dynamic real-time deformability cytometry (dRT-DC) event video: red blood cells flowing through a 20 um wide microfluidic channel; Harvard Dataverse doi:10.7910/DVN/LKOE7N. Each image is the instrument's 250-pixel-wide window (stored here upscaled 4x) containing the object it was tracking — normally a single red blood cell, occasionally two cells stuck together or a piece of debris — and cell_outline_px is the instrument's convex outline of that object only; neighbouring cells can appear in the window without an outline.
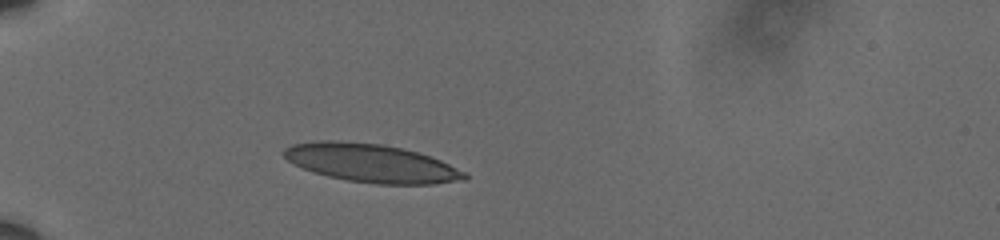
{"species": "human", "species_latin": "Homo sapiens", "temperature_condition": "cold", "stored_images_in_passage": 3, "camera_frame_rate_fps": 3000, "um_per_image_px": 0.085, "donor": {"sex": "male"}, "frame": {"image": 1, "passage_image": 1, "time_ms": 0.0, "image_size_px": [1000, 240], "cell_outline_px": [[468, 180], [432, 184], [376, 184], [348, 180], [328, 176], [312, 172], [292, 164], [280, 152], [284, 148], [292, 144], [320, 140], [340, 140], [380, 144], [400, 148], [416, 152], [440, 160], [468, 172]], "centroid_in_image_um": [31.55, 13.87], "position_along_channel_um": 53.5, "area_um2": 40.58}}
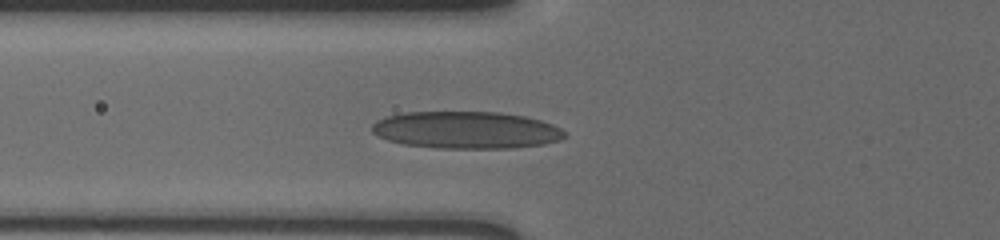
{"frame": {"image": 2, "passage_image": 3, "time_ms": 0.667, "image_size_px": [1000, 240], "cell_outline_px": [[568, 136], [560, 140], [544, 144], [516, 148], [440, 148], [404, 144], [388, 140], [372, 132], [372, 124], [376, 120], [388, 116], [404, 112], [500, 112], [524, 116], [540, 120], [552, 124], [560, 128]], "centroid_in_image_um": [39.66, 11.05], "position_along_channel_um": 86.1, "area_um2": 41.79}}